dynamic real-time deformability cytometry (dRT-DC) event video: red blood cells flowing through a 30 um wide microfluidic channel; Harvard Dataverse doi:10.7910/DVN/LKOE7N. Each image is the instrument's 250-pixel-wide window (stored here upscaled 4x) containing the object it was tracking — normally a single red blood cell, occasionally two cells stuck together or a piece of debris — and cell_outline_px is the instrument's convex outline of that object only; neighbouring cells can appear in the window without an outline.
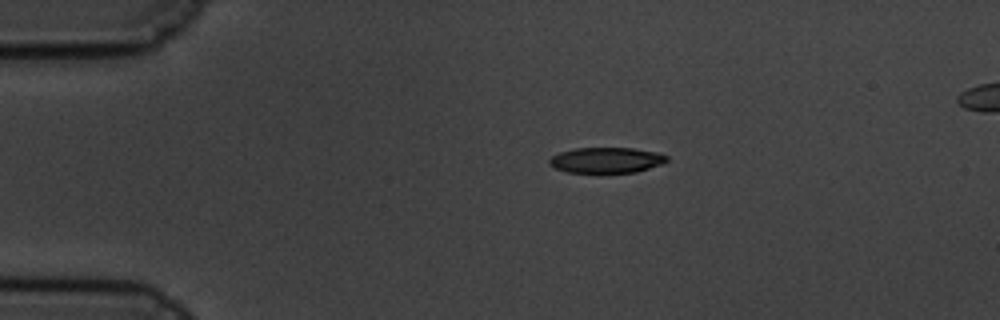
{"species": "common noctule bat (a hibernating species)", "species_latin": "Nyctalus noctula", "temperature_condition": "cold", "stored_images_in_passage": 49, "camera_frame_rate_fps": 3000, "um_per_image_px": 0.085, "animal": {"sex": "male", "body_mass_g": 19.5, "forearm_length_mm": 54.6}, "frame": {"image": 1, "passage_image": 1, "time_ms": 0.0, "image_size_px": [1000, 320], "cell_outline_px": [[668, 160], [660, 164], [636, 172], [568, 172], [556, 168], [548, 164], [548, 160], [552, 156], [560, 152], [576, 148], [632, 148], [656, 152], [668, 156]], "centroid_in_image_um": [51.52, 13.6], "position_along_channel_um": 33.5, "area_um2": 17.28}}
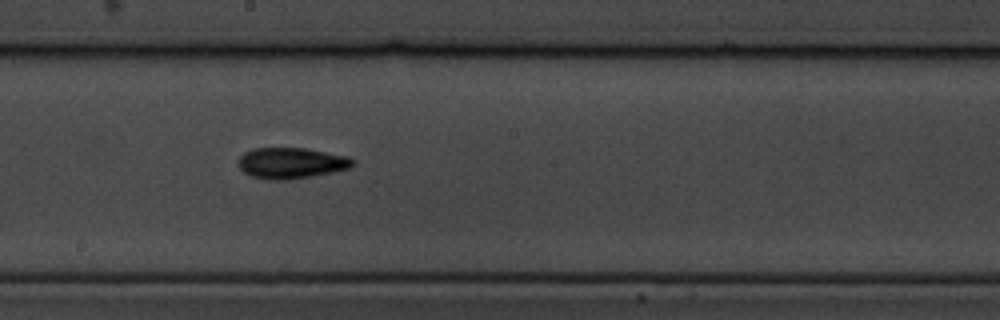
{"frame": {"image": 2, "passage_image": 22, "time_ms": 7.0, "image_size_px": [1000, 320], "cell_outline_px": [[356, 164], [352, 168], [332, 172], [284, 180], [272, 180], [252, 176], [244, 172], [240, 168], [240, 156], [244, 152], [252, 148], [304, 148], [348, 156], [356, 160]], "centroid_in_image_um": [24.8, 13.85], "position_along_channel_um": 223.4, "area_um2": 20.52}}
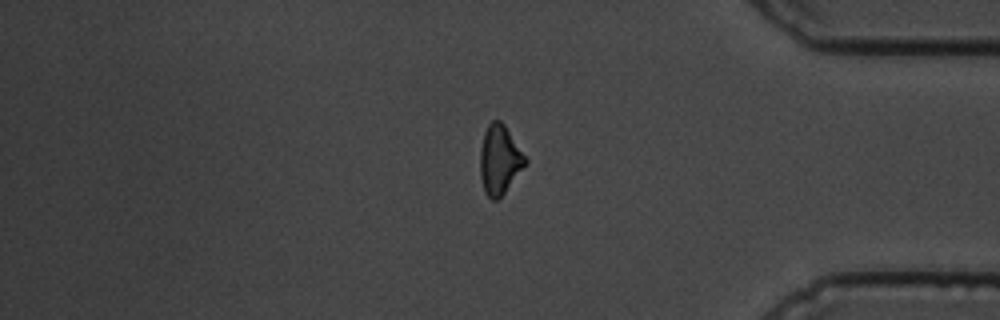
{"frame": {"image": 3, "passage_image": 39, "time_ms": 12.667, "image_size_px": [1000, 320], "cell_outline_px": [[528, 160], [504, 192], [496, 200], [492, 200], [484, 192], [480, 176], [480, 148], [484, 132], [488, 124], [492, 120], [500, 120], [504, 124]], "centroid_in_image_um": [42.43, 13.55], "position_along_channel_um": 392.8, "area_um2": 17.92}, "authors_computed_cell_mechanics": {"area_um2": 18.785, "velocity_mm_per_s": 3.3698, "shape_relaxation_time_tau1_ms": 4.5083, "shape_relaxation_time_tau2_ms": 4.9982, "deformation_change_tau1": 0.1544, "deformation_change_tau2": 0.1268}}